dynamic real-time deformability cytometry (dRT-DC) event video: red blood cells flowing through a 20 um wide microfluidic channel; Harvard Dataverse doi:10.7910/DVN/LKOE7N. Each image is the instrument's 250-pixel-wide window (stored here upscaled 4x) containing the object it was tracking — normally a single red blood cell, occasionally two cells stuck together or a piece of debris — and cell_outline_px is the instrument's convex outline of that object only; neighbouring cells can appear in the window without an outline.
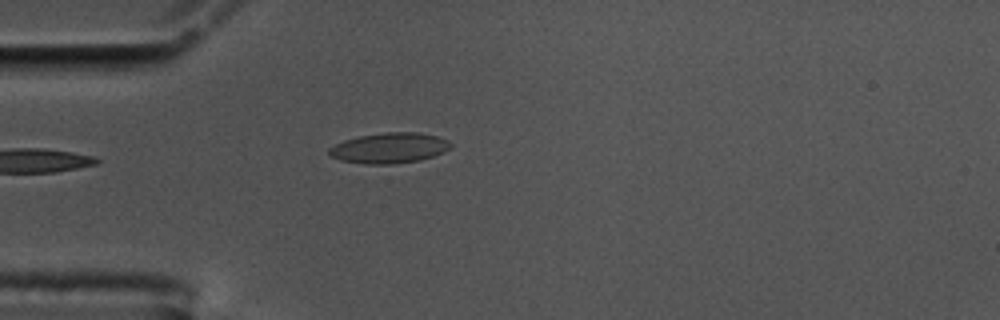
{"species": "common noctule bat (a hibernating species)", "species_latin": "Nyctalus noctula", "temperature_condition": "cold", "stored_images_in_passage": 23, "camera_frame_rate_fps": 3000, "um_per_image_px": 0.085, "animal": {"sex": "male", "body_mass_g": 17.5, "forearm_length_mm": 52.3}, "frame": {"image": 1, "passage_image": 1, "time_ms": 0.0, "image_size_px": [1000, 320], "cell_outline_px": [[452, 144], [444, 152], [420, 160], [392, 164], [364, 164], [340, 160], [328, 156], [328, 148], [344, 140], [360, 136], [388, 132], [416, 132], [436, 136], [448, 140]], "centroid_in_image_um": [33.06, 12.59], "position_along_channel_um": 51.9, "area_um2": 21.5}}